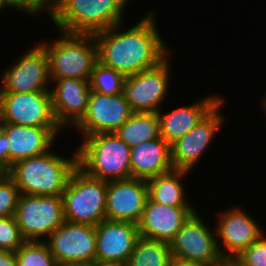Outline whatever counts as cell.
<instances>
[{
	"instance_id": "cell-1",
	"label": "cell",
	"mask_w": 266,
	"mask_h": 266,
	"mask_svg": "<svg viewBox=\"0 0 266 266\" xmlns=\"http://www.w3.org/2000/svg\"><path fill=\"white\" fill-rule=\"evenodd\" d=\"M149 12L128 29L122 30L120 23L94 34L98 60L129 76L156 67L171 55L159 34L154 10Z\"/></svg>"
},
{
	"instance_id": "cell-2",
	"label": "cell",
	"mask_w": 266,
	"mask_h": 266,
	"mask_svg": "<svg viewBox=\"0 0 266 266\" xmlns=\"http://www.w3.org/2000/svg\"><path fill=\"white\" fill-rule=\"evenodd\" d=\"M52 151L19 160L6 172L14 180L20 194L62 195L72 172L78 166L77 149L68 158Z\"/></svg>"
},
{
	"instance_id": "cell-3",
	"label": "cell",
	"mask_w": 266,
	"mask_h": 266,
	"mask_svg": "<svg viewBox=\"0 0 266 266\" xmlns=\"http://www.w3.org/2000/svg\"><path fill=\"white\" fill-rule=\"evenodd\" d=\"M131 0H59L52 21L68 34H96L124 22Z\"/></svg>"
},
{
	"instance_id": "cell-4",
	"label": "cell",
	"mask_w": 266,
	"mask_h": 266,
	"mask_svg": "<svg viewBox=\"0 0 266 266\" xmlns=\"http://www.w3.org/2000/svg\"><path fill=\"white\" fill-rule=\"evenodd\" d=\"M78 167L87 175L109 182L131 178L130 147L114 132L83 137Z\"/></svg>"
},
{
	"instance_id": "cell-5",
	"label": "cell",
	"mask_w": 266,
	"mask_h": 266,
	"mask_svg": "<svg viewBox=\"0 0 266 266\" xmlns=\"http://www.w3.org/2000/svg\"><path fill=\"white\" fill-rule=\"evenodd\" d=\"M60 32L52 42L42 41L49 59L50 79L76 78L90 81L98 60V47L93 34Z\"/></svg>"
},
{
	"instance_id": "cell-6",
	"label": "cell",
	"mask_w": 266,
	"mask_h": 266,
	"mask_svg": "<svg viewBox=\"0 0 266 266\" xmlns=\"http://www.w3.org/2000/svg\"><path fill=\"white\" fill-rule=\"evenodd\" d=\"M107 182L87 175L78 166L63 191L64 220L97 226L105 218Z\"/></svg>"
},
{
	"instance_id": "cell-7",
	"label": "cell",
	"mask_w": 266,
	"mask_h": 266,
	"mask_svg": "<svg viewBox=\"0 0 266 266\" xmlns=\"http://www.w3.org/2000/svg\"><path fill=\"white\" fill-rule=\"evenodd\" d=\"M14 216L25 241H45L65 221L62 197L20 194Z\"/></svg>"
},
{
	"instance_id": "cell-8",
	"label": "cell",
	"mask_w": 266,
	"mask_h": 266,
	"mask_svg": "<svg viewBox=\"0 0 266 266\" xmlns=\"http://www.w3.org/2000/svg\"><path fill=\"white\" fill-rule=\"evenodd\" d=\"M45 242L58 266L95 265L96 226L64 221Z\"/></svg>"
},
{
	"instance_id": "cell-9",
	"label": "cell",
	"mask_w": 266,
	"mask_h": 266,
	"mask_svg": "<svg viewBox=\"0 0 266 266\" xmlns=\"http://www.w3.org/2000/svg\"><path fill=\"white\" fill-rule=\"evenodd\" d=\"M207 226L197 210L193 212L169 243L172 257L206 266L222 264L216 231Z\"/></svg>"
},
{
	"instance_id": "cell-10",
	"label": "cell",
	"mask_w": 266,
	"mask_h": 266,
	"mask_svg": "<svg viewBox=\"0 0 266 266\" xmlns=\"http://www.w3.org/2000/svg\"><path fill=\"white\" fill-rule=\"evenodd\" d=\"M168 56L158 66L137 74L126 76L121 95L133 112L158 113L162 102L168 96L170 66Z\"/></svg>"
},
{
	"instance_id": "cell-11",
	"label": "cell",
	"mask_w": 266,
	"mask_h": 266,
	"mask_svg": "<svg viewBox=\"0 0 266 266\" xmlns=\"http://www.w3.org/2000/svg\"><path fill=\"white\" fill-rule=\"evenodd\" d=\"M13 61L2 74L0 92H50L49 59L40 43Z\"/></svg>"
},
{
	"instance_id": "cell-12",
	"label": "cell",
	"mask_w": 266,
	"mask_h": 266,
	"mask_svg": "<svg viewBox=\"0 0 266 266\" xmlns=\"http://www.w3.org/2000/svg\"><path fill=\"white\" fill-rule=\"evenodd\" d=\"M0 121L34 127H60L50 92H0Z\"/></svg>"
},
{
	"instance_id": "cell-13",
	"label": "cell",
	"mask_w": 266,
	"mask_h": 266,
	"mask_svg": "<svg viewBox=\"0 0 266 266\" xmlns=\"http://www.w3.org/2000/svg\"><path fill=\"white\" fill-rule=\"evenodd\" d=\"M225 100L218 103L188 133L170 145L171 162L174 169L190 172L200 162L201 157L207 152L210 143L212 144L218 134L221 125L224 124L225 118L220 109Z\"/></svg>"
},
{
	"instance_id": "cell-14",
	"label": "cell",
	"mask_w": 266,
	"mask_h": 266,
	"mask_svg": "<svg viewBox=\"0 0 266 266\" xmlns=\"http://www.w3.org/2000/svg\"><path fill=\"white\" fill-rule=\"evenodd\" d=\"M224 211L218 213V221L214 227L217 245L224 259H234L257 240L264 230L252 215L249 216L250 214L240 206H234Z\"/></svg>"
},
{
	"instance_id": "cell-15",
	"label": "cell",
	"mask_w": 266,
	"mask_h": 266,
	"mask_svg": "<svg viewBox=\"0 0 266 266\" xmlns=\"http://www.w3.org/2000/svg\"><path fill=\"white\" fill-rule=\"evenodd\" d=\"M133 113L129 103L121 93L104 95L91 91L87 111L74 127L81 132V137L99 133H113Z\"/></svg>"
},
{
	"instance_id": "cell-16",
	"label": "cell",
	"mask_w": 266,
	"mask_h": 266,
	"mask_svg": "<svg viewBox=\"0 0 266 266\" xmlns=\"http://www.w3.org/2000/svg\"><path fill=\"white\" fill-rule=\"evenodd\" d=\"M139 237L137 224L104 219L96 226L95 265H126Z\"/></svg>"
},
{
	"instance_id": "cell-17",
	"label": "cell",
	"mask_w": 266,
	"mask_h": 266,
	"mask_svg": "<svg viewBox=\"0 0 266 266\" xmlns=\"http://www.w3.org/2000/svg\"><path fill=\"white\" fill-rule=\"evenodd\" d=\"M148 200L144 179L128 178L107 182L105 218L138 224Z\"/></svg>"
},
{
	"instance_id": "cell-18",
	"label": "cell",
	"mask_w": 266,
	"mask_h": 266,
	"mask_svg": "<svg viewBox=\"0 0 266 266\" xmlns=\"http://www.w3.org/2000/svg\"><path fill=\"white\" fill-rule=\"evenodd\" d=\"M52 109L59 126H75L85 115L91 93L89 81L76 78L50 79ZM66 126V127H65Z\"/></svg>"
},
{
	"instance_id": "cell-19",
	"label": "cell",
	"mask_w": 266,
	"mask_h": 266,
	"mask_svg": "<svg viewBox=\"0 0 266 266\" xmlns=\"http://www.w3.org/2000/svg\"><path fill=\"white\" fill-rule=\"evenodd\" d=\"M194 207L168 206L148 198L141 220L137 224L139 236L170 243L184 222L196 211Z\"/></svg>"
},
{
	"instance_id": "cell-20",
	"label": "cell",
	"mask_w": 266,
	"mask_h": 266,
	"mask_svg": "<svg viewBox=\"0 0 266 266\" xmlns=\"http://www.w3.org/2000/svg\"><path fill=\"white\" fill-rule=\"evenodd\" d=\"M61 127H34L4 123L9 141V161L15 162L50 151Z\"/></svg>"
},
{
	"instance_id": "cell-21",
	"label": "cell",
	"mask_w": 266,
	"mask_h": 266,
	"mask_svg": "<svg viewBox=\"0 0 266 266\" xmlns=\"http://www.w3.org/2000/svg\"><path fill=\"white\" fill-rule=\"evenodd\" d=\"M224 98L210 95L164 113L158 111L160 136L170 145L198 124Z\"/></svg>"
},
{
	"instance_id": "cell-22",
	"label": "cell",
	"mask_w": 266,
	"mask_h": 266,
	"mask_svg": "<svg viewBox=\"0 0 266 266\" xmlns=\"http://www.w3.org/2000/svg\"><path fill=\"white\" fill-rule=\"evenodd\" d=\"M131 177L148 180L173 170L170 144L161 136L130 148Z\"/></svg>"
},
{
	"instance_id": "cell-23",
	"label": "cell",
	"mask_w": 266,
	"mask_h": 266,
	"mask_svg": "<svg viewBox=\"0 0 266 266\" xmlns=\"http://www.w3.org/2000/svg\"><path fill=\"white\" fill-rule=\"evenodd\" d=\"M186 173L189 171L173 169L146 180L148 198L168 206H194L188 202L184 183L182 184L184 176H188Z\"/></svg>"
},
{
	"instance_id": "cell-24",
	"label": "cell",
	"mask_w": 266,
	"mask_h": 266,
	"mask_svg": "<svg viewBox=\"0 0 266 266\" xmlns=\"http://www.w3.org/2000/svg\"><path fill=\"white\" fill-rule=\"evenodd\" d=\"M114 133L130 148L159 138L158 113L134 112Z\"/></svg>"
},
{
	"instance_id": "cell-25",
	"label": "cell",
	"mask_w": 266,
	"mask_h": 266,
	"mask_svg": "<svg viewBox=\"0 0 266 266\" xmlns=\"http://www.w3.org/2000/svg\"><path fill=\"white\" fill-rule=\"evenodd\" d=\"M171 259L168 242L139 237L125 266H169Z\"/></svg>"
},
{
	"instance_id": "cell-26",
	"label": "cell",
	"mask_w": 266,
	"mask_h": 266,
	"mask_svg": "<svg viewBox=\"0 0 266 266\" xmlns=\"http://www.w3.org/2000/svg\"><path fill=\"white\" fill-rule=\"evenodd\" d=\"M125 79L126 76L123 73L97 60L93 66L89 83L91 91L104 95H116L121 93Z\"/></svg>"
},
{
	"instance_id": "cell-27",
	"label": "cell",
	"mask_w": 266,
	"mask_h": 266,
	"mask_svg": "<svg viewBox=\"0 0 266 266\" xmlns=\"http://www.w3.org/2000/svg\"><path fill=\"white\" fill-rule=\"evenodd\" d=\"M15 257L17 266H58L45 241H25Z\"/></svg>"
},
{
	"instance_id": "cell-28",
	"label": "cell",
	"mask_w": 266,
	"mask_h": 266,
	"mask_svg": "<svg viewBox=\"0 0 266 266\" xmlns=\"http://www.w3.org/2000/svg\"><path fill=\"white\" fill-rule=\"evenodd\" d=\"M19 189L6 173L0 174V217L14 216L17 208Z\"/></svg>"
},
{
	"instance_id": "cell-29",
	"label": "cell",
	"mask_w": 266,
	"mask_h": 266,
	"mask_svg": "<svg viewBox=\"0 0 266 266\" xmlns=\"http://www.w3.org/2000/svg\"><path fill=\"white\" fill-rule=\"evenodd\" d=\"M24 242L15 216L0 217V250L16 252Z\"/></svg>"
},
{
	"instance_id": "cell-30",
	"label": "cell",
	"mask_w": 266,
	"mask_h": 266,
	"mask_svg": "<svg viewBox=\"0 0 266 266\" xmlns=\"http://www.w3.org/2000/svg\"><path fill=\"white\" fill-rule=\"evenodd\" d=\"M242 266H266V236L263 233L234 258Z\"/></svg>"
},
{
	"instance_id": "cell-31",
	"label": "cell",
	"mask_w": 266,
	"mask_h": 266,
	"mask_svg": "<svg viewBox=\"0 0 266 266\" xmlns=\"http://www.w3.org/2000/svg\"><path fill=\"white\" fill-rule=\"evenodd\" d=\"M59 0H8L10 8L19 10L27 15L36 16L45 11L49 17L54 16ZM16 8V9H15Z\"/></svg>"
},
{
	"instance_id": "cell-32",
	"label": "cell",
	"mask_w": 266,
	"mask_h": 266,
	"mask_svg": "<svg viewBox=\"0 0 266 266\" xmlns=\"http://www.w3.org/2000/svg\"><path fill=\"white\" fill-rule=\"evenodd\" d=\"M12 165L9 161V141L4 134V123L0 121V171L7 172Z\"/></svg>"
},
{
	"instance_id": "cell-33",
	"label": "cell",
	"mask_w": 266,
	"mask_h": 266,
	"mask_svg": "<svg viewBox=\"0 0 266 266\" xmlns=\"http://www.w3.org/2000/svg\"><path fill=\"white\" fill-rule=\"evenodd\" d=\"M0 266H17L15 252L0 250Z\"/></svg>"
},
{
	"instance_id": "cell-34",
	"label": "cell",
	"mask_w": 266,
	"mask_h": 266,
	"mask_svg": "<svg viewBox=\"0 0 266 266\" xmlns=\"http://www.w3.org/2000/svg\"><path fill=\"white\" fill-rule=\"evenodd\" d=\"M169 266H206V265L198 263V262L186 261V260L178 259L176 257H172Z\"/></svg>"
},
{
	"instance_id": "cell-35",
	"label": "cell",
	"mask_w": 266,
	"mask_h": 266,
	"mask_svg": "<svg viewBox=\"0 0 266 266\" xmlns=\"http://www.w3.org/2000/svg\"><path fill=\"white\" fill-rule=\"evenodd\" d=\"M223 263L226 266H242L240 263H238L235 259H224Z\"/></svg>"
},
{
	"instance_id": "cell-36",
	"label": "cell",
	"mask_w": 266,
	"mask_h": 266,
	"mask_svg": "<svg viewBox=\"0 0 266 266\" xmlns=\"http://www.w3.org/2000/svg\"><path fill=\"white\" fill-rule=\"evenodd\" d=\"M7 7L10 8L8 0H0V12L4 10V8Z\"/></svg>"
},
{
	"instance_id": "cell-37",
	"label": "cell",
	"mask_w": 266,
	"mask_h": 266,
	"mask_svg": "<svg viewBox=\"0 0 266 266\" xmlns=\"http://www.w3.org/2000/svg\"><path fill=\"white\" fill-rule=\"evenodd\" d=\"M260 106H262V109H263V111H265V116H266V93H265L264 98L262 99Z\"/></svg>"
},
{
	"instance_id": "cell-38",
	"label": "cell",
	"mask_w": 266,
	"mask_h": 266,
	"mask_svg": "<svg viewBox=\"0 0 266 266\" xmlns=\"http://www.w3.org/2000/svg\"><path fill=\"white\" fill-rule=\"evenodd\" d=\"M94 266H125V265H94Z\"/></svg>"
}]
</instances>
